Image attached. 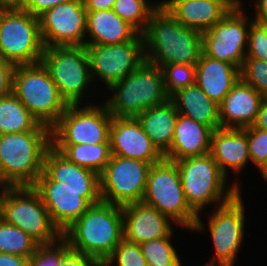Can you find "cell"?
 <instances>
[{
	"label": "cell",
	"instance_id": "18",
	"mask_svg": "<svg viewBox=\"0 0 267 266\" xmlns=\"http://www.w3.org/2000/svg\"><path fill=\"white\" fill-rule=\"evenodd\" d=\"M109 140L111 154L114 156L132 158L151 165L164 158L143 131L136 117L116 118L112 116Z\"/></svg>",
	"mask_w": 267,
	"mask_h": 266
},
{
	"label": "cell",
	"instance_id": "44",
	"mask_svg": "<svg viewBox=\"0 0 267 266\" xmlns=\"http://www.w3.org/2000/svg\"><path fill=\"white\" fill-rule=\"evenodd\" d=\"M253 3H255L253 21L261 25H267V0H255Z\"/></svg>",
	"mask_w": 267,
	"mask_h": 266
},
{
	"label": "cell",
	"instance_id": "29",
	"mask_svg": "<svg viewBox=\"0 0 267 266\" xmlns=\"http://www.w3.org/2000/svg\"><path fill=\"white\" fill-rule=\"evenodd\" d=\"M27 131H51L21 103L13 93L0 97V135Z\"/></svg>",
	"mask_w": 267,
	"mask_h": 266
},
{
	"label": "cell",
	"instance_id": "32",
	"mask_svg": "<svg viewBox=\"0 0 267 266\" xmlns=\"http://www.w3.org/2000/svg\"><path fill=\"white\" fill-rule=\"evenodd\" d=\"M38 244L23 230L0 218V253L30 258Z\"/></svg>",
	"mask_w": 267,
	"mask_h": 266
},
{
	"label": "cell",
	"instance_id": "42",
	"mask_svg": "<svg viewBox=\"0 0 267 266\" xmlns=\"http://www.w3.org/2000/svg\"><path fill=\"white\" fill-rule=\"evenodd\" d=\"M70 0H28L23 10L39 17L45 11Z\"/></svg>",
	"mask_w": 267,
	"mask_h": 266
},
{
	"label": "cell",
	"instance_id": "38",
	"mask_svg": "<svg viewBox=\"0 0 267 266\" xmlns=\"http://www.w3.org/2000/svg\"><path fill=\"white\" fill-rule=\"evenodd\" d=\"M247 132L248 150L251 163L257 170L267 160V131L254 128H243Z\"/></svg>",
	"mask_w": 267,
	"mask_h": 266
},
{
	"label": "cell",
	"instance_id": "7",
	"mask_svg": "<svg viewBox=\"0 0 267 266\" xmlns=\"http://www.w3.org/2000/svg\"><path fill=\"white\" fill-rule=\"evenodd\" d=\"M0 218L23 230L38 245L51 244L62 237L32 186L9 187L0 197Z\"/></svg>",
	"mask_w": 267,
	"mask_h": 266
},
{
	"label": "cell",
	"instance_id": "46",
	"mask_svg": "<svg viewBox=\"0 0 267 266\" xmlns=\"http://www.w3.org/2000/svg\"><path fill=\"white\" fill-rule=\"evenodd\" d=\"M252 126L267 131V97L263 98L256 120Z\"/></svg>",
	"mask_w": 267,
	"mask_h": 266
},
{
	"label": "cell",
	"instance_id": "12",
	"mask_svg": "<svg viewBox=\"0 0 267 266\" xmlns=\"http://www.w3.org/2000/svg\"><path fill=\"white\" fill-rule=\"evenodd\" d=\"M241 192L208 214L207 226L215 250L209 263L234 266L238 259L247 221Z\"/></svg>",
	"mask_w": 267,
	"mask_h": 266
},
{
	"label": "cell",
	"instance_id": "37",
	"mask_svg": "<svg viewBox=\"0 0 267 266\" xmlns=\"http://www.w3.org/2000/svg\"><path fill=\"white\" fill-rule=\"evenodd\" d=\"M69 249L63 237L51 244L38 245L35 253L29 258V266H58Z\"/></svg>",
	"mask_w": 267,
	"mask_h": 266
},
{
	"label": "cell",
	"instance_id": "30",
	"mask_svg": "<svg viewBox=\"0 0 267 266\" xmlns=\"http://www.w3.org/2000/svg\"><path fill=\"white\" fill-rule=\"evenodd\" d=\"M70 162L100 175L112 156L110 143L52 145Z\"/></svg>",
	"mask_w": 267,
	"mask_h": 266
},
{
	"label": "cell",
	"instance_id": "39",
	"mask_svg": "<svg viewBox=\"0 0 267 266\" xmlns=\"http://www.w3.org/2000/svg\"><path fill=\"white\" fill-rule=\"evenodd\" d=\"M246 58L267 61V25L250 23Z\"/></svg>",
	"mask_w": 267,
	"mask_h": 266
},
{
	"label": "cell",
	"instance_id": "48",
	"mask_svg": "<svg viewBox=\"0 0 267 266\" xmlns=\"http://www.w3.org/2000/svg\"><path fill=\"white\" fill-rule=\"evenodd\" d=\"M224 3H226L231 9H239L244 8V0H222Z\"/></svg>",
	"mask_w": 267,
	"mask_h": 266
},
{
	"label": "cell",
	"instance_id": "49",
	"mask_svg": "<svg viewBox=\"0 0 267 266\" xmlns=\"http://www.w3.org/2000/svg\"><path fill=\"white\" fill-rule=\"evenodd\" d=\"M260 175L263 177L265 181H267V160L266 162L258 169Z\"/></svg>",
	"mask_w": 267,
	"mask_h": 266
},
{
	"label": "cell",
	"instance_id": "16",
	"mask_svg": "<svg viewBox=\"0 0 267 266\" xmlns=\"http://www.w3.org/2000/svg\"><path fill=\"white\" fill-rule=\"evenodd\" d=\"M32 187L39 193L52 222L61 233L101 201L100 190L54 189V181L44 171Z\"/></svg>",
	"mask_w": 267,
	"mask_h": 266
},
{
	"label": "cell",
	"instance_id": "27",
	"mask_svg": "<svg viewBox=\"0 0 267 266\" xmlns=\"http://www.w3.org/2000/svg\"><path fill=\"white\" fill-rule=\"evenodd\" d=\"M178 115L175 105L168 99L136 116L143 131L162 155L171 147Z\"/></svg>",
	"mask_w": 267,
	"mask_h": 266
},
{
	"label": "cell",
	"instance_id": "33",
	"mask_svg": "<svg viewBox=\"0 0 267 266\" xmlns=\"http://www.w3.org/2000/svg\"><path fill=\"white\" fill-rule=\"evenodd\" d=\"M174 231L166 237L139 244L148 266H182L179 254L171 242Z\"/></svg>",
	"mask_w": 267,
	"mask_h": 266
},
{
	"label": "cell",
	"instance_id": "11",
	"mask_svg": "<svg viewBox=\"0 0 267 266\" xmlns=\"http://www.w3.org/2000/svg\"><path fill=\"white\" fill-rule=\"evenodd\" d=\"M100 104L68 105L51 128L52 145L110 143L112 115Z\"/></svg>",
	"mask_w": 267,
	"mask_h": 266
},
{
	"label": "cell",
	"instance_id": "51",
	"mask_svg": "<svg viewBox=\"0 0 267 266\" xmlns=\"http://www.w3.org/2000/svg\"><path fill=\"white\" fill-rule=\"evenodd\" d=\"M202 266H203V264H202ZM204 266H226V265L207 262L206 264H204Z\"/></svg>",
	"mask_w": 267,
	"mask_h": 266
},
{
	"label": "cell",
	"instance_id": "9",
	"mask_svg": "<svg viewBox=\"0 0 267 266\" xmlns=\"http://www.w3.org/2000/svg\"><path fill=\"white\" fill-rule=\"evenodd\" d=\"M41 62L66 103L82 105L85 92L93 82L85 47L68 45L45 48Z\"/></svg>",
	"mask_w": 267,
	"mask_h": 266
},
{
	"label": "cell",
	"instance_id": "13",
	"mask_svg": "<svg viewBox=\"0 0 267 266\" xmlns=\"http://www.w3.org/2000/svg\"><path fill=\"white\" fill-rule=\"evenodd\" d=\"M150 163L112 155L99 175L101 201L125 206L142 202Z\"/></svg>",
	"mask_w": 267,
	"mask_h": 266
},
{
	"label": "cell",
	"instance_id": "36",
	"mask_svg": "<svg viewBox=\"0 0 267 266\" xmlns=\"http://www.w3.org/2000/svg\"><path fill=\"white\" fill-rule=\"evenodd\" d=\"M148 266L139 244L123 239L103 266Z\"/></svg>",
	"mask_w": 267,
	"mask_h": 266
},
{
	"label": "cell",
	"instance_id": "23",
	"mask_svg": "<svg viewBox=\"0 0 267 266\" xmlns=\"http://www.w3.org/2000/svg\"><path fill=\"white\" fill-rule=\"evenodd\" d=\"M43 171L54 181V189L100 190L96 172L70 162L52 146L45 154Z\"/></svg>",
	"mask_w": 267,
	"mask_h": 266
},
{
	"label": "cell",
	"instance_id": "25",
	"mask_svg": "<svg viewBox=\"0 0 267 266\" xmlns=\"http://www.w3.org/2000/svg\"><path fill=\"white\" fill-rule=\"evenodd\" d=\"M212 132L209 126L179 114L171 147L164 158L179 161L208 154Z\"/></svg>",
	"mask_w": 267,
	"mask_h": 266
},
{
	"label": "cell",
	"instance_id": "45",
	"mask_svg": "<svg viewBox=\"0 0 267 266\" xmlns=\"http://www.w3.org/2000/svg\"><path fill=\"white\" fill-rule=\"evenodd\" d=\"M86 11L112 9L115 0H83Z\"/></svg>",
	"mask_w": 267,
	"mask_h": 266
},
{
	"label": "cell",
	"instance_id": "10",
	"mask_svg": "<svg viewBox=\"0 0 267 266\" xmlns=\"http://www.w3.org/2000/svg\"><path fill=\"white\" fill-rule=\"evenodd\" d=\"M44 44L39 18L23 9H5L0 17V55L19 66L41 62Z\"/></svg>",
	"mask_w": 267,
	"mask_h": 266
},
{
	"label": "cell",
	"instance_id": "3",
	"mask_svg": "<svg viewBox=\"0 0 267 266\" xmlns=\"http://www.w3.org/2000/svg\"><path fill=\"white\" fill-rule=\"evenodd\" d=\"M174 162L181 176L186 201L198 214L192 231L204 232L206 226L201 219L204 208L227 203L241 191V183L235 179V182L229 184V179L221 172L210 153Z\"/></svg>",
	"mask_w": 267,
	"mask_h": 266
},
{
	"label": "cell",
	"instance_id": "1",
	"mask_svg": "<svg viewBox=\"0 0 267 266\" xmlns=\"http://www.w3.org/2000/svg\"><path fill=\"white\" fill-rule=\"evenodd\" d=\"M144 38L145 61L162 68L167 64L195 65L202 53V32L179 23L162 5L151 15Z\"/></svg>",
	"mask_w": 267,
	"mask_h": 266
},
{
	"label": "cell",
	"instance_id": "17",
	"mask_svg": "<svg viewBox=\"0 0 267 266\" xmlns=\"http://www.w3.org/2000/svg\"><path fill=\"white\" fill-rule=\"evenodd\" d=\"M38 18L45 48L85 46L87 11L83 0L61 3Z\"/></svg>",
	"mask_w": 267,
	"mask_h": 266
},
{
	"label": "cell",
	"instance_id": "8",
	"mask_svg": "<svg viewBox=\"0 0 267 266\" xmlns=\"http://www.w3.org/2000/svg\"><path fill=\"white\" fill-rule=\"evenodd\" d=\"M142 202L169 217L174 225L194 228L198 214L186 201L181 176L174 161L163 158L152 164Z\"/></svg>",
	"mask_w": 267,
	"mask_h": 266
},
{
	"label": "cell",
	"instance_id": "2",
	"mask_svg": "<svg viewBox=\"0 0 267 266\" xmlns=\"http://www.w3.org/2000/svg\"><path fill=\"white\" fill-rule=\"evenodd\" d=\"M62 237L70 249L104 264L124 239L122 207L100 201L68 227Z\"/></svg>",
	"mask_w": 267,
	"mask_h": 266
},
{
	"label": "cell",
	"instance_id": "28",
	"mask_svg": "<svg viewBox=\"0 0 267 266\" xmlns=\"http://www.w3.org/2000/svg\"><path fill=\"white\" fill-rule=\"evenodd\" d=\"M169 99L179 114L205 124L213 131L221 128L219 105L196 84L179 89Z\"/></svg>",
	"mask_w": 267,
	"mask_h": 266
},
{
	"label": "cell",
	"instance_id": "41",
	"mask_svg": "<svg viewBox=\"0 0 267 266\" xmlns=\"http://www.w3.org/2000/svg\"><path fill=\"white\" fill-rule=\"evenodd\" d=\"M15 65L0 55V97L13 92V74Z\"/></svg>",
	"mask_w": 267,
	"mask_h": 266
},
{
	"label": "cell",
	"instance_id": "35",
	"mask_svg": "<svg viewBox=\"0 0 267 266\" xmlns=\"http://www.w3.org/2000/svg\"><path fill=\"white\" fill-rule=\"evenodd\" d=\"M240 76L263 97H267V61L245 58Z\"/></svg>",
	"mask_w": 267,
	"mask_h": 266
},
{
	"label": "cell",
	"instance_id": "15",
	"mask_svg": "<svg viewBox=\"0 0 267 266\" xmlns=\"http://www.w3.org/2000/svg\"><path fill=\"white\" fill-rule=\"evenodd\" d=\"M93 82L101 80L108 89L131 74L144 61V38L138 33L132 40L114 45L85 44Z\"/></svg>",
	"mask_w": 267,
	"mask_h": 266
},
{
	"label": "cell",
	"instance_id": "14",
	"mask_svg": "<svg viewBox=\"0 0 267 266\" xmlns=\"http://www.w3.org/2000/svg\"><path fill=\"white\" fill-rule=\"evenodd\" d=\"M244 12V8L231 9L214 26L203 31L202 53L241 69L246 58L250 23L253 21Z\"/></svg>",
	"mask_w": 267,
	"mask_h": 266
},
{
	"label": "cell",
	"instance_id": "4",
	"mask_svg": "<svg viewBox=\"0 0 267 266\" xmlns=\"http://www.w3.org/2000/svg\"><path fill=\"white\" fill-rule=\"evenodd\" d=\"M52 146L51 131L0 135V174L9 187L33 186Z\"/></svg>",
	"mask_w": 267,
	"mask_h": 266
},
{
	"label": "cell",
	"instance_id": "52",
	"mask_svg": "<svg viewBox=\"0 0 267 266\" xmlns=\"http://www.w3.org/2000/svg\"><path fill=\"white\" fill-rule=\"evenodd\" d=\"M4 10H5V9H3V8L0 6V17H1V15H2V13H3Z\"/></svg>",
	"mask_w": 267,
	"mask_h": 266
},
{
	"label": "cell",
	"instance_id": "21",
	"mask_svg": "<svg viewBox=\"0 0 267 266\" xmlns=\"http://www.w3.org/2000/svg\"><path fill=\"white\" fill-rule=\"evenodd\" d=\"M221 172L228 177V170L234 174L244 171L251 162L248 150L247 132L239 128H219L211 135L209 152ZM243 170V171H242Z\"/></svg>",
	"mask_w": 267,
	"mask_h": 266
},
{
	"label": "cell",
	"instance_id": "22",
	"mask_svg": "<svg viewBox=\"0 0 267 266\" xmlns=\"http://www.w3.org/2000/svg\"><path fill=\"white\" fill-rule=\"evenodd\" d=\"M161 5L183 26L206 31L231 8L222 0H162Z\"/></svg>",
	"mask_w": 267,
	"mask_h": 266
},
{
	"label": "cell",
	"instance_id": "34",
	"mask_svg": "<svg viewBox=\"0 0 267 266\" xmlns=\"http://www.w3.org/2000/svg\"><path fill=\"white\" fill-rule=\"evenodd\" d=\"M162 71L169 97L179 89L195 84V65L167 64L162 67Z\"/></svg>",
	"mask_w": 267,
	"mask_h": 266
},
{
	"label": "cell",
	"instance_id": "31",
	"mask_svg": "<svg viewBox=\"0 0 267 266\" xmlns=\"http://www.w3.org/2000/svg\"><path fill=\"white\" fill-rule=\"evenodd\" d=\"M161 5V0H115L112 10L127 21L139 33L146 30L152 13Z\"/></svg>",
	"mask_w": 267,
	"mask_h": 266
},
{
	"label": "cell",
	"instance_id": "50",
	"mask_svg": "<svg viewBox=\"0 0 267 266\" xmlns=\"http://www.w3.org/2000/svg\"><path fill=\"white\" fill-rule=\"evenodd\" d=\"M9 188V186L5 183L0 174V197L4 194V192Z\"/></svg>",
	"mask_w": 267,
	"mask_h": 266
},
{
	"label": "cell",
	"instance_id": "24",
	"mask_svg": "<svg viewBox=\"0 0 267 266\" xmlns=\"http://www.w3.org/2000/svg\"><path fill=\"white\" fill-rule=\"evenodd\" d=\"M240 69L201 53L195 64V84L218 105L239 81Z\"/></svg>",
	"mask_w": 267,
	"mask_h": 266
},
{
	"label": "cell",
	"instance_id": "20",
	"mask_svg": "<svg viewBox=\"0 0 267 266\" xmlns=\"http://www.w3.org/2000/svg\"><path fill=\"white\" fill-rule=\"evenodd\" d=\"M263 96L241 78L219 104L221 128H247L253 125Z\"/></svg>",
	"mask_w": 267,
	"mask_h": 266
},
{
	"label": "cell",
	"instance_id": "43",
	"mask_svg": "<svg viewBox=\"0 0 267 266\" xmlns=\"http://www.w3.org/2000/svg\"><path fill=\"white\" fill-rule=\"evenodd\" d=\"M0 266H29V258L0 253Z\"/></svg>",
	"mask_w": 267,
	"mask_h": 266
},
{
	"label": "cell",
	"instance_id": "6",
	"mask_svg": "<svg viewBox=\"0 0 267 266\" xmlns=\"http://www.w3.org/2000/svg\"><path fill=\"white\" fill-rule=\"evenodd\" d=\"M13 93L40 124L49 128L68 107L42 62L15 67Z\"/></svg>",
	"mask_w": 267,
	"mask_h": 266
},
{
	"label": "cell",
	"instance_id": "5",
	"mask_svg": "<svg viewBox=\"0 0 267 266\" xmlns=\"http://www.w3.org/2000/svg\"><path fill=\"white\" fill-rule=\"evenodd\" d=\"M113 95L106 102L109 113L116 118L136 117L145 110L165 103L166 94L162 68L144 61L131 74L112 84Z\"/></svg>",
	"mask_w": 267,
	"mask_h": 266
},
{
	"label": "cell",
	"instance_id": "19",
	"mask_svg": "<svg viewBox=\"0 0 267 266\" xmlns=\"http://www.w3.org/2000/svg\"><path fill=\"white\" fill-rule=\"evenodd\" d=\"M122 212L124 239L129 242L140 244L169 236L174 231L169 217L144 202L125 205Z\"/></svg>",
	"mask_w": 267,
	"mask_h": 266
},
{
	"label": "cell",
	"instance_id": "47",
	"mask_svg": "<svg viewBox=\"0 0 267 266\" xmlns=\"http://www.w3.org/2000/svg\"><path fill=\"white\" fill-rule=\"evenodd\" d=\"M28 0H0L3 9H24Z\"/></svg>",
	"mask_w": 267,
	"mask_h": 266
},
{
	"label": "cell",
	"instance_id": "26",
	"mask_svg": "<svg viewBox=\"0 0 267 266\" xmlns=\"http://www.w3.org/2000/svg\"><path fill=\"white\" fill-rule=\"evenodd\" d=\"M138 33L112 9L87 11L85 44H119L132 40Z\"/></svg>",
	"mask_w": 267,
	"mask_h": 266
},
{
	"label": "cell",
	"instance_id": "40",
	"mask_svg": "<svg viewBox=\"0 0 267 266\" xmlns=\"http://www.w3.org/2000/svg\"><path fill=\"white\" fill-rule=\"evenodd\" d=\"M58 266H103V264L93 257L69 249L62 256Z\"/></svg>",
	"mask_w": 267,
	"mask_h": 266
}]
</instances>
